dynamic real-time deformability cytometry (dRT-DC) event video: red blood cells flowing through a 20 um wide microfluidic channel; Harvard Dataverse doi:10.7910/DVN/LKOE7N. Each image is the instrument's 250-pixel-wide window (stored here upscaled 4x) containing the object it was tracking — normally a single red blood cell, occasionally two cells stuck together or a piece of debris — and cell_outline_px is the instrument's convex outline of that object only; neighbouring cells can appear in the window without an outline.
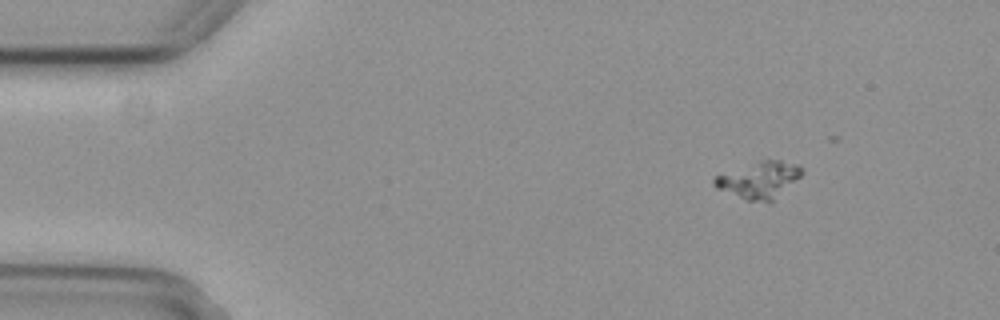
{"species": "common noctule bat (a hibernating species)", "species_latin": "Nyctalus noctula", "temperature_condition": "cold", "stored_images_in_passage": 7, "camera_frame_rate_fps": 3000, "um_per_image_px": 0.085, "animal": {"sex": "female", "body_mass_g": 29.2, "forearm_length_mm": 56.3}, "frame": {"image": 1, "passage_image": 1, "time_ms": 0.0, "image_size_px": [1000, 320], "cell_outline_px": [[804, 172], [800, 176], [772, 200], [748, 200], [716, 188], [712, 184], [712, 180], [716, 176], [756, 160], [780, 160], [796, 164], [804, 168]], "centroid_in_image_um": [64.5, 15.24], "position_along_channel_um": 20.5, "area_um2": 18.21}}
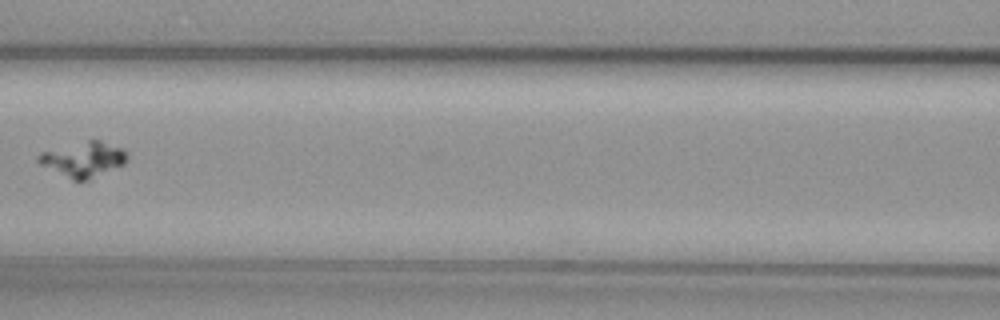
{"frame": {"image": 2, "passage_image": 6, "time_ms": 1.667, "image_size_px": [1000, 320], "cell_outline_px": [[128, 160], [124, 164], [88, 180], [72, 180], [40, 164], [36, 160], [36, 156], [40, 152], [88, 140], [100, 140], [124, 148], [128, 152]], "centroid_in_image_um": [7.12, 13.53], "position_along_channel_um": 159.5, "area_um2": 18.15}}